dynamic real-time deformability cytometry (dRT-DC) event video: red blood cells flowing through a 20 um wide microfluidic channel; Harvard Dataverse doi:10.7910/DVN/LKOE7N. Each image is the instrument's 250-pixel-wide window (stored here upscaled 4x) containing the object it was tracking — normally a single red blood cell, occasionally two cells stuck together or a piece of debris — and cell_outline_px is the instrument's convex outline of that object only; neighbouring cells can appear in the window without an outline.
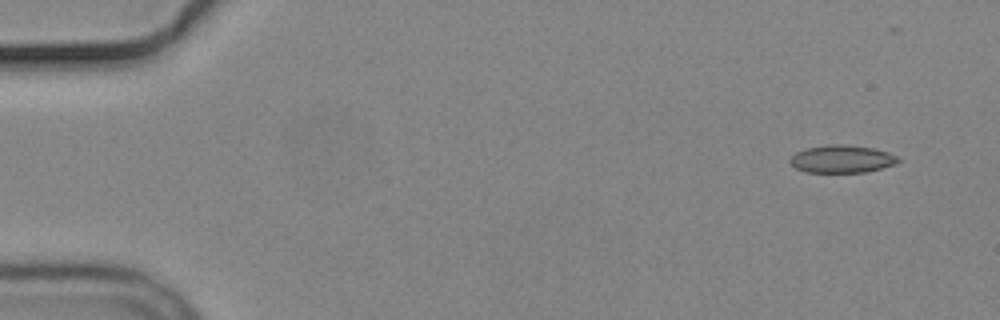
{"species": "common noctule bat (a hibernating species)", "species_latin": "Nyctalus noctula", "temperature_condition": "cold", "stored_images_in_passage": 5, "camera_frame_rate_fps": 3000, "um_per_image_px": 0.085, "animal": {"sex": "male", "body_mass_g": 19.2, "forearm_length_mm": 51.8}, "frame": {"image": 1, "passage_image": 2, "time_ms": 1.0, "image_size_px": [1000, 320], "cell_outline_px": [[900, 160], [892, 164], [880, 168], [864, 172], [804, 172], [796, 168], [788, 160], [796, 152], [808, 148], [836, 144], [840, 144], [872, 148], [888, 152], [896, 156]], "centroid_in_image_um": [71.52, 13.52], "position_along_channel_um": 13.5, "area_um2": 16.99}}
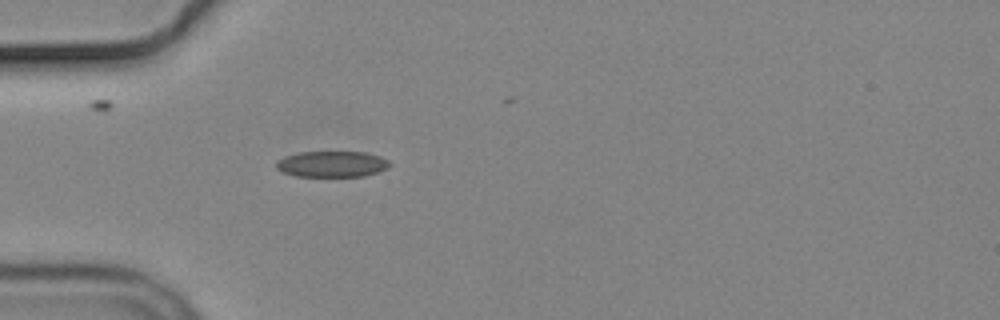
{"frame": {"image": 2, "passage_image": 5, "time_ms": 5.333, "image_size_px": [1000, 320], "cell_outline_px": [[392, 164], [388, 168], [380, 172], [364, 176], [296, 176], [284, 172], [276, 168], [276, 164], [284, 156], [300, 152], [364, 152], [380, 156], [388, 160]], "centroid_in_image_um": [28.27, 13.95], "position_along_channel_um": 56.7, "area_um2": 17.17}}